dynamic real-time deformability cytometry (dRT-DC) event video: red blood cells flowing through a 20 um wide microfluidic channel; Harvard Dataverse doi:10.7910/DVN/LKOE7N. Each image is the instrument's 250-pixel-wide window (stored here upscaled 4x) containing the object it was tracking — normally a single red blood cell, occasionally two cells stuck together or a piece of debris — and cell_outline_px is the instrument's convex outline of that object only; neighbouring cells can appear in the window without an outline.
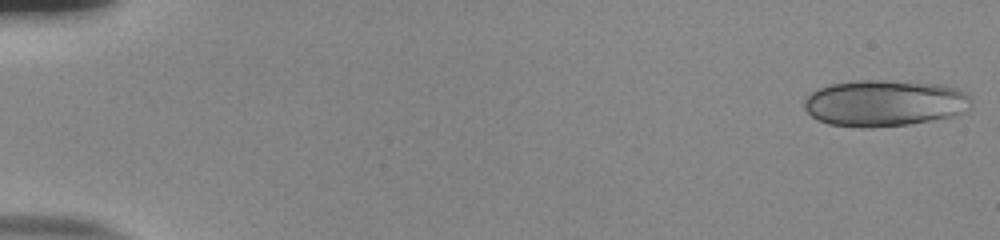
{"species": "human", "species_latin": "Homo sapiens", "temperature_condition": "room temperature", "stored_images_in_passage": 54, "camera_frame_rate_fps": 3000, "um_per_image_px": 0.085, "donor": {"sex": "male"}, "frame": {"image": 1, "passage_image": 1, "time_ms": 0.0, "image_size_px": [1000, 240], "cell_outline_px": [[968, 96], [960, 112], [948, 116], [908, 124], [864, 128], [860, 128], [828, 124], [812, 116], [804, 108], [804, 100], [812, 92], [820, 88], [832, 84], [864, 80], [872, 80], [936, 84], [956, 88]], "centroid_in_image_um": [75.04, 8.77], "position_along_channel_um": 10.0, "area_um2": 43.7}}
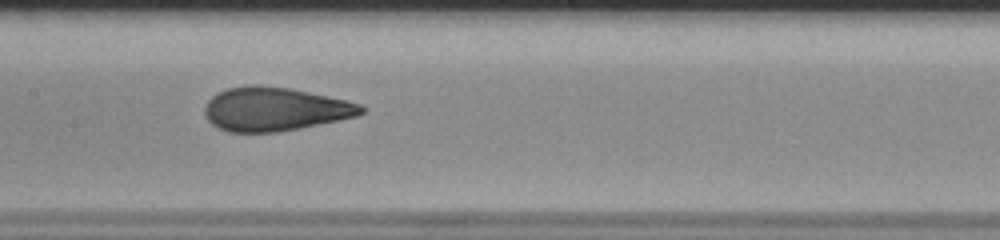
{"frame": {"image": 2, "passage_image": 28, "time_ms": 9.0, "image_size_px": [1000, 240], "cell_outline_px": [[364, 112], [356, 116], [300, 128], [276, 132], [228, 132], [212, 124], [208, 120], [204, 112], [204, 108], [208, 100], [212, 96], [228, 88], [252, 84], [256, 84], [288, 88], [308, 92], [344, 100], [360, 104], [364, 108]], "centroid_in_image_um": [23.32, 9.27], "position_along_channel_um": 184.1, "area_um2": 39.42}}
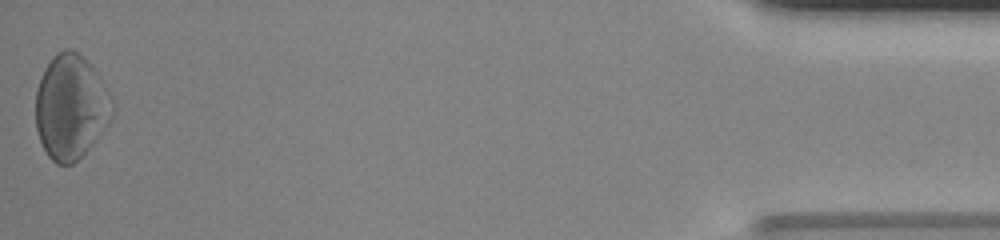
{"frame": {"image": 3, "passage_image": 54, "time_ms": 17.667, "image_size_px": [1000, 240], "cell_outline_px": [[116, 108], [108, 124], [88, 148], [72, 164], [56, 164], [48, 156], [40, 140], [36, 128], [36, 92], [44, 68], [52, 56], [56, 52], [64, 48], [72, 48], [92, 68], [112, 96]], "centroid_in_image_um": [6.01, 9.08], "position_along_channel_um": 429.2, "area_um2": 46.41}, "authors_computed_cell_mechanics": {"area_um2": 40.1421, "velocity_mm_per_s": 3.7968, "shape_relaxation_time_tau1_ms": 6.4164, "shape_relaxation_time_tau2_ms": 0.6785, "deformation_change_tau1": 0.1648, "deformation_change_tau2": 0.0573}}